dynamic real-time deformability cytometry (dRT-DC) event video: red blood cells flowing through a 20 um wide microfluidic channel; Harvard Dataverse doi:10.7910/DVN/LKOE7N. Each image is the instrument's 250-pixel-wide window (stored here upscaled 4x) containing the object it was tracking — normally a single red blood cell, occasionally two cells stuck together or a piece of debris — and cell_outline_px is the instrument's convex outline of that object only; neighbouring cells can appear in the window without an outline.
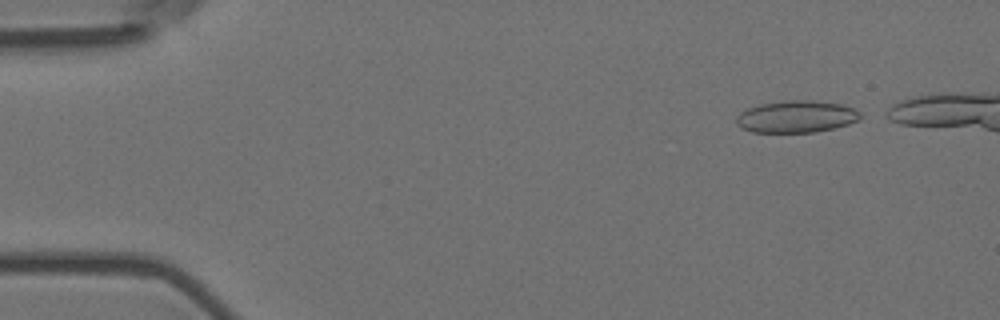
{"species": "Egyptian fruit bat (a non-hibernating species)", "species_latin": "Rousettus aegyptiacus", "temperature_condition": "room temperature", "stored_images_in_passage": 44, "camera_frame_rate_fps": 3000, "um_per_image_px": 0.085, "animal": {"sex": "female"}, "frame": {"image": 1, "passage_image": 2, "time_ms": 0.333, "image_size_px": [1000, 320], "cell_outline_px": [[860, 120], [848, 124], [832, 128], [812, 132], [752, 132], [740, 128], [736, 124], [736, 116], [740, 112], [748, 108], [760, 104], [788, 100], [812, 100], [840, 104], [852, 108], [860, 112]], "centroid_in_image_um": [67.65, 9.91], "position_along_channel_um": 17.3, "area_um2": 23.06}}
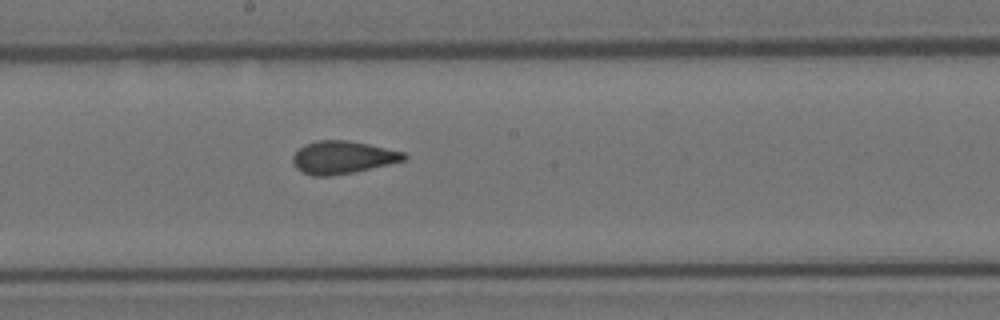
{"frame": {"image": 2, "passage_image": 26, "time_ms": 8.333, "image_size_px": [1000, 320], "cell_outline_px": [[408, 156], [404, 160], [352, 172], [332, 176], [312, 176], [296, 168], [292, 160], [292, 156], [304, 144], [316, 140], [348, 140], [368, 144], [404, 152]], "centroid_in_image_um": [29.08, 13.37], "position_along_channel_um": 219.1, "area_um2": 20.98}}
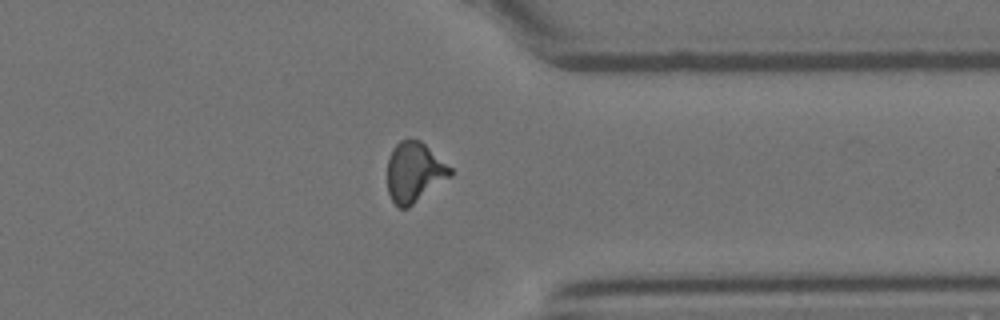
{"frame": {"image": 3, "passage_image": 39, "time_ms": 12.667, "image_size_px": [1000, 320], "cell_outline_px": [[452, 176], [408, 208], [400, 208], [392, 200], [388, 192], [388, 160], [392, 148], [400, 140], [420, 140], [452, 168]], "centroid_in_image_um": [35.22, 14.64], "position_along_channel_um": 376.2, "area_um2": 21.91}, "authors_computed_cell_mechanics": {"area_um2": 21.5594, "velocity_mm_per_s": 3.7446, "shape_relaxation_time_tau1_ms": null, "shape_relaxation_time_tau2_ms": 1.1527, "deformation_change_tau1": null, "deformation_change_tau2": 0.0827}}